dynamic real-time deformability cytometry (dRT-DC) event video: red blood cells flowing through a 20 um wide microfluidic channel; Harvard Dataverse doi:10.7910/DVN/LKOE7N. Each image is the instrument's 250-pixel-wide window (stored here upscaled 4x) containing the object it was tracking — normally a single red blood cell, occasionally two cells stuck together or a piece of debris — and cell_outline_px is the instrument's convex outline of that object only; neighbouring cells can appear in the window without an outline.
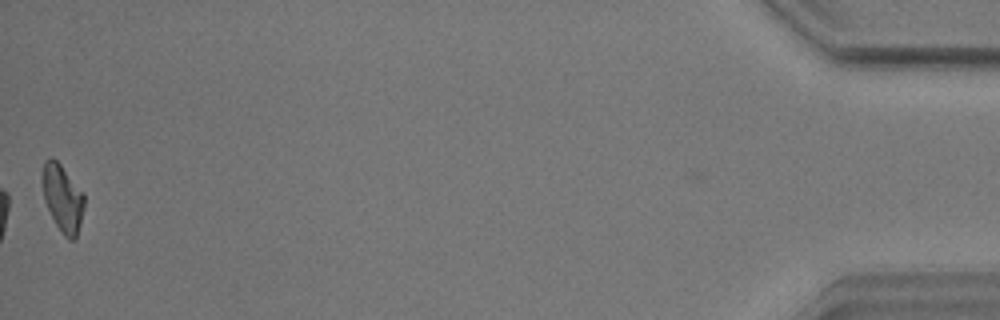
{"species": "common noctule bat (a hibernating species)", "species_latin": "Nyctalus noctula", "temperature_condition": "warm", "stored_images_in_passage": 41, "camera_frame_rate_fps": 3000, "um_per_image_px": 0.085, "animal": {"sex": "male", "body_mass_g": 17.9}, "frame": {"image": 1, "passage_image": 41, "time_ms": 13.333, "image_size_px": [1000, 320], "cell_outline_px": [[84, 208], [80, 224], [76, 236], [72, 240], [68, 240], [64, 236], [56, 224], [44, 200], [40, 180], [44, 160], [52, 156], [60, 164], [84, 192]], "centroid_in_image_um": [5.3, 16.8], "position_along_channel_um": 429.9, "area_um2": 16.59}, "authors_computed_cell_mechanics": {"area_um2": 17.051, "velocity_mm_per_s": 3.5678, "shape_relaxation_time_tau1_ms": 6.0683, "shape_relaxation_time_tau2_ms": 5.2593, "deformation_change_tau1": 0.1739, "deformation_change_tau2": 0.1548}}